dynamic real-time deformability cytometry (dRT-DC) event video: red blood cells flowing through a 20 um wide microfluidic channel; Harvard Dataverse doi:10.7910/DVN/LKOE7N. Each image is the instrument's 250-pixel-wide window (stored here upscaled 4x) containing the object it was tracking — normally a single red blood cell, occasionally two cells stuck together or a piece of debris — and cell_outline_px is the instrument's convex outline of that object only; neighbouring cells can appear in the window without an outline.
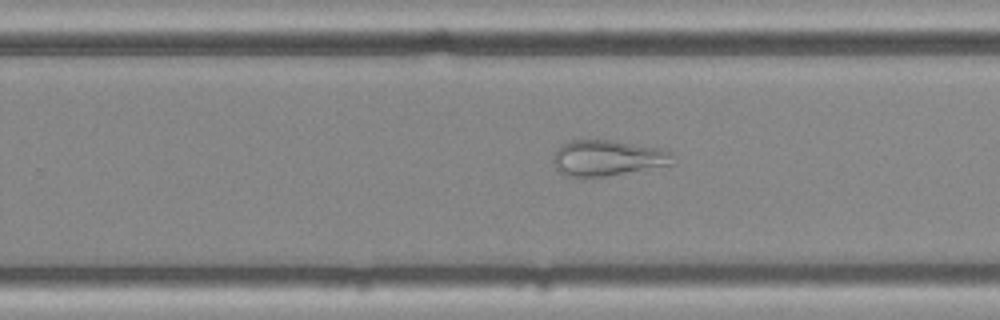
{"species": "common noctule bat (a hibernating species)", "species_latin": "Nyctalus noctula", "temperature_condition": "cold", "stored_images_in_passage": 42, "camera_frame_rate_fps": 3000, "um_per_image_px": 0.085, "animal": {"sex": "female", "body_mass_g": 25.1}, "frame": {"image": 1, "passage_image": 22, "time_ms": 7.0, "image_size_px": [1000, 320], "cell_outline_px": [[672, 164], [604, 176], [568, 176], [560, 172], [556, 168], [552, 160], [552, 156], [564, 144], [572, 140], [616, 140], [664, 148], [672, 152]], "centroid_in_image_um": [51.66, 13.4], "position_along_channel_um": 278.1, "area_um2": 24.68}}
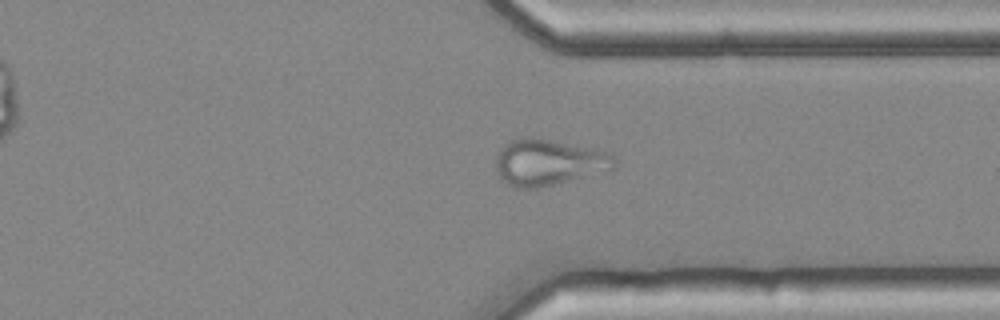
{"frame": {"image": 2, "passage_image": 29, "time_ms": 9.333, "image_size_px": [1000, 320], "cell_outline_px": [[616, 168], [612, 172], [536, 188], [516, 188], [508, 184], [496, 172], [496, 160], [500, 148], [512, 140], [524, 136], [532, 136], [596, 148], [612, 156], [616, 160]], "centroid_in_image_um": [46.69, 13.8], "position_along_channel_um": 364.7, "area_um2": 32.54}}
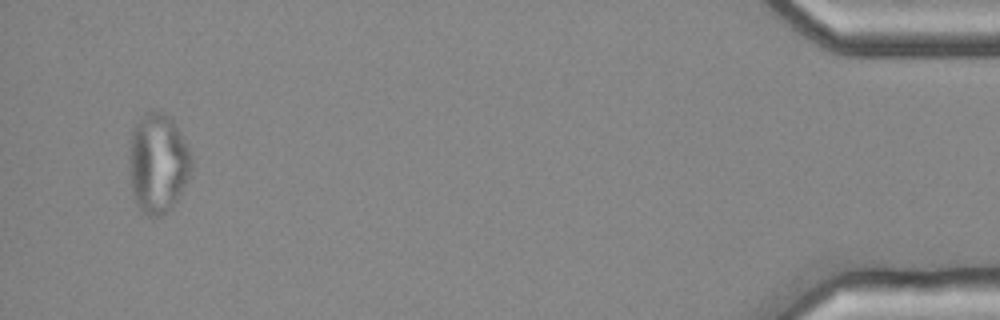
{"frame": {"image": 3, "passage_image": 40, "time_ms": 13.0, "image_size_px": [1000, 320], "cell_outline_px": [[192, 168], [172, 208], [160, 216], [148, 216], [136, 204], [132, 196], [128, 156], [132, 128], [144, 112], [164, 112], [172, 120], [184, 140], [188, 148], [192, 160]], "centroid_in_image_um": [13.38, 13.87], "position_along_channel_um": 421.8, "area_um2": 36.07}}